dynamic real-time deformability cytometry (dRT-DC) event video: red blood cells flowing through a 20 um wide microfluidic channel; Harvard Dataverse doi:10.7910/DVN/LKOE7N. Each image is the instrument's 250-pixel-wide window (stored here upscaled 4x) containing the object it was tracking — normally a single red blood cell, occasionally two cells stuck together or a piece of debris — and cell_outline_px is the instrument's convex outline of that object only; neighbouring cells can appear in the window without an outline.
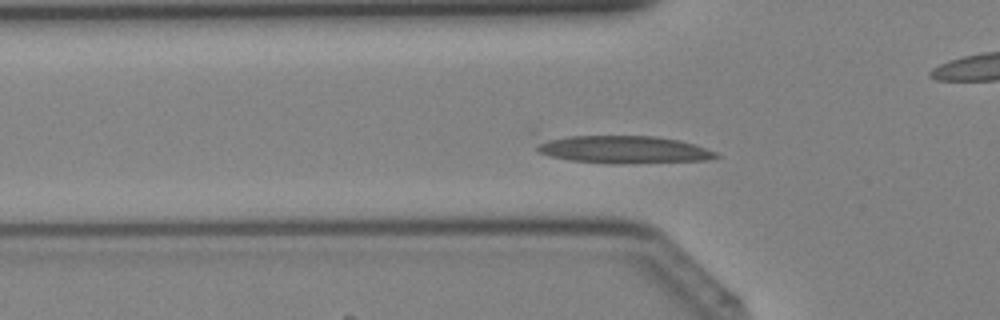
{"species": "Egyptian fruit bat (a non-hibernating species)", "species_latin": "Rousettus aegyptiacus", "temperature_condition": "cold", "stored_images_in_passage": 41, "camera_frame_rate_fps": 3000, "um_per_image_px": 0.085, "animal": {"sex": "female"}, "frame": {"image": 1, "passage_image": 13, "time_ms": 4.0, "image_size_px": [1000, 320], "cell_outline_px": [[720, 156], [708, 160], [612, 164], [568, 160], [548, 156], [536, 152], [536, 144], [548, 140], [568, 136], [656, 136], [680, 140], [716, 152]], "centroid_in_image_um": [52.98, 12.72], "position_along_channel_um": 72.8, "area_um2": 28.67}}
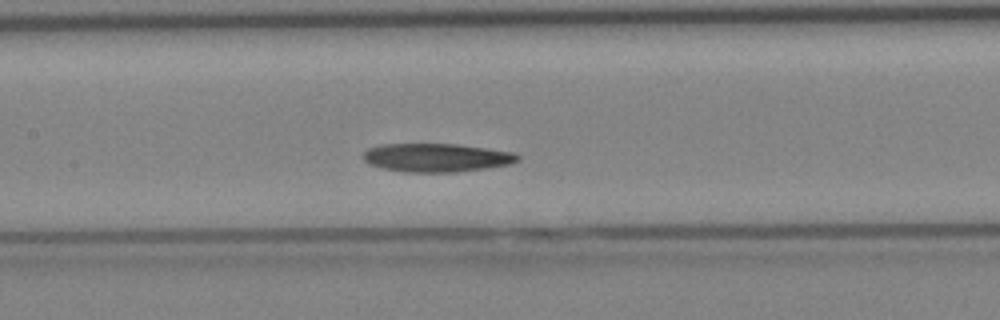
{"frame": {"image": 2, "passage_image": 19, "time_ms": 6.0, "image_size_px": [1000, 320], "cell_outline_px": [[520, 160], [508, 164], [484, 168], [456, 172], [404, 172], [384, 168], [372, 164], [364, 160], [364, 152], [368, 148], [380, 144], [456, 144], [512, 152], [520, 156]], "centroid_in_image_um": [37.09, 13.39], "position_along_channel_um": 170.3, "area_um2": 25.32}}
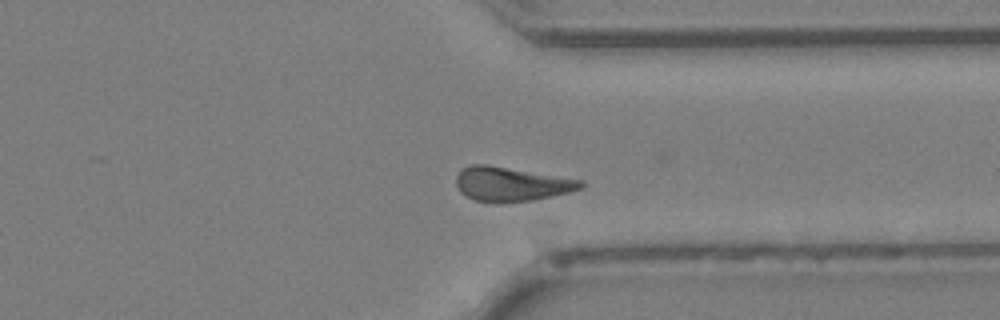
{"frame": {"image": 3, "passage_image": 31, "time_ms": 10.0, "image_size_px": [1000, 320], "cell_outline_px": [[584, 188], [572, 192], [532, 200], [472, 200], [464, 196], [460, 192], [456, 184], [456, 176], [460, 168], [472, 164], [488, 164], [584, 180]], "centroid_in_image_um": [43.47, 15.6], "position_along_channel_um": 367.9, "area_um2": 24.68}}